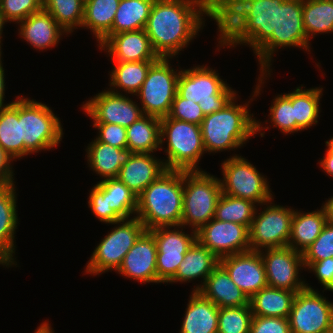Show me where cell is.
<instances>
[{
	"mask_svg": "<svg viewBox=\"0 0 333 333\" xmlns=\"http://www.w3.org/2000/svg\"><path fill=\"white\" fill-rule=\"evenodd\" d=\"M259 252L265 265L269 287L296 293L306 288V281L299 275L300 269L305 268L301 252L288 246L264 249Z\"/></svg>",
	"mask_w": 333,
	"mask_h": 333,
	"instance_id": "17",
	"label": "cell"
},
{
	"mask_svg": "<svg viewBox=\"0 0 333 333\" xmlns=\"http://www.w3.org/2000/svg\"><path fill=\"white\" fill-rule=\"evenodd\" d=\"M210 5L215 8L222 0H208Z\"/></svg>",
	"mask_w": 333,
	"mask_h": 333,
	"instance_id": "57",
	"label": "cell"
},
{
	"mask_svg": "<svg viewBox=\"0 0 333 333\" xmlns=\"http://www.w3.org/2000/svg\"><path fill=\"white\" fill-rule=\"evenodd\" d=\"M170 58H159L149 69L139 92L143 114L163 118L168 116L174 97L181 69H174Z\"/></svg>",
	"mask_w": 333,
	"mask_h": 333,
	"instance_id": "12",
	"label": "cell"
},
{
	"mask_svg": "<svg viewBox=\"0 0 333 333\" xmlns=\"http://www.w3.org/2000/svg\"><path fill=\"white\" fill-rule=\"evenodd\" d=\"M3 43L0 41V62L2 61V50H1V45H2Z\"/></svg>",
	"mask_w": 333,
	"mask_h": 333,
	"instance_id": "58",
	"label": "cell"
},
{
	"mask_svg": "<svg viewBox=\"0 0 333 333\" xmlns=\"http://www.w3.org/2000/svg\"><path fill=\"white\" fill-rule=\"evenodd\" d=\"M93 127L98 130V135L95 138L99 142L112 145L116 148H127L125 127L111 123H93Z\"/></svg>",
	"mask_w": 333,
	"mask_h": 333,
	"instance_id": "46",
	"label": "cell"
},
{
	"mask_svg": "<svg viewBox=\"0 0 333 333\" xmlns=\"http://www.w3.org/2000/svg\"><path fill=\"white\" fill-rule=\"evenodd\" d=\"M15 161L11 155H9L1 146H0V186L6 184L15 183L14 171L12 170V162Z\"/></svg>",
	"mask_w": 333,
	"mask_h": 333,
	"instance_id": "49",
	"label": "cell"
},
{
	"mask_svg": "<svg viewBox=\"0 0 333 333\" xmlns=\"http://www.w3.org/2000/svg\"><path fill=\"white\" fill-rule=\"evenodd\" d=\"M285 0H241L217 25V49L249 45L255 53L276 30L277 4Z\"/></svg>",
	"mask_w": 333,
	"mask_h": 333,
	"instance_id": "3",
	"label": "cell"
},
{
	"mask_svg": "<svg viewBox=\"0 0 333 333\" xmlns=\"http://www.w3.org/2000/svg\"><path fill=\"white\" fill-rule=\"evenodd\" d=\"M179 333H217L219 308L199 291H193Z\"/></svg>",
	"mask_w": 333,
	"mask_h": 333,
	"instance_id": "28",
	"label": "cell"
},
{
	"mask_svg": "<svg viewBox=\"0 0 333 333\" xmlns=\"http://www.w3.org/2000/svg\"><path fill=\"white\" fill-rule=\"evenodd\" d=\"M218 265L219 259L196 240L186 252L175 276L168 283H187L201 277V284L192 288L193 291H198Z\"/></svg>",
	"mask_w": 333,
	"mask_h": 333,
	"instance_id": "27",
	"label": "cell"
},
{
	"mask_svg": "<svg viewBox=\"0 0 333 333\" xmlns=\"http://www.w3.org/2000/svg\"><path fill=\"white\" fill-rule=\"evenodd\" d=\"M5 23H7L3 17V15L0 12V41H2V34H3V29H4V25Z\"/></svg>",
	"mask_w": 333,
	"mask_h": 333,
	"instance_id": "55",
	"label": "cell"
},
{
	"mask_svg": "<svg viewBox=\"0 0 333 333\" xmlns=\"http://www.w3.org/2000/svg\"><path fill=\"white\" fill-rule=\"evenodd\" d=\"M85 0H43V9L69 34L82 26Z\"/></svg>",
	"mask_w": 333,
	"mask_h": 333,
	"instance_id": "39",
	"label": "cell"
},
{
	"mask_svg": "<svg viewBox=\"0 0 333 333\" xmlns=\"http://www.w3.org/2000/svg\"><path fill=\"white\" fill-rule=\"evenodd\" d=\"M326 223L327 217L323 206L316 211H304V213L294 210L288 247L303 253L320 235Z\"/></svg>",
	"mask_w": 333,
	"mask_h": 333,
	"instance_id": "30",
	"label": "cell"
},
{
	"mask_svg": "<svg viewBox=\"0 0 333 333\" xmlns=\"http://www.w3.org/2000/svg\"><path fill=\"white\" fill-rule=\"evenodd\" d=\"M271 126L283 134L296 133V118L292 106V92L277 95L269 108Z\"/></svg>",
	"mask_w": 333,
	"mask_h": 333,
	"instance_id": "41",
	"label": "cell"
},
{
	"mask_svg": "<svg viewBox=\"0 0 333 333\" xmlns=\"http://www.w3.org/2000/svg\"><path fill=\"white\" fill-rule=\"evenodd\" d=\"M156 61L113 62V69L109 72L110 88L108 90L117 94H120L122 90L124 95H136L143 85L150 67Z\"/></svg>",
	"mask_w": 333,
	"mask_h": 333,
	"instance_id": "32",
	"label": "cell"
},
{
	"mask_svg": "<svg viewBox=\"0 0 333 333\" xmlns=\"http://www.w3.org/2000/svg\"><path fill=\"white\" fill-rule=\"evenodd\" d=\"M19 121L25 155L54 149L63 138V126L51 108L42 102L19 96Z\"/></svg>",
	"mask_w": 333,
	"mask_h": 333,
	"instance_id": "7",
	"label": "cell"
},
{
	"mask_svg": "<svg viewBox=\"0 0 333 333\" xmlns=\"http://www.w3.org/2000/svg\"><path fill=\"white\" fill-rule=\"evenodd\" d=\"M99 49L106 51L112 62H140L159 59L145 29L113 34Z\"/></svg>",
	"mask_w": 333,
	"mask_h": 333,
	"instance_id": "22",
	"label": "cell"
},
{
	"mask_svg": "<svg viewBox=\"0 0 333 333\" xmlns=\"http://www.w3.org/2000/svg\"><path fill=\"white\" fill-rule=\"evenodd\" d=\"M272 200L264 203L259 213L256 208L249 228L251 251L288 246L294 209L274 204Z\"/></svg>",
	"mask_w": 333,
	"mask_h": 333,
	"instance_id": "13",
	"label": "cell"
},
{
	"mask_svg": "<svg viewBox=\"0 0 333 333\" xmlns=\"http://www.w3.org/2000/svg\"><path fill=\"white\" fill-rule=\"evenodd\" d=\"M129 96L105 90L94 95L82 105L93 123H111L129 127L144 114L141 107Z\"/></svg>",
	"mask_w": 333,
	"mask_h": 333,
	"instance_id": "19",
	"label": "cell"
},
{
	"mask_svg": "<svg viewBox=\"0 0 333 333\" xmlns=\"http://www.w3.org/2000/svg\"><path fill=\"white\" fill-rule=\"evenodd\" d=\"M120 0H85L81 28H87L96 37L100 47L110 36Z\"/></svg>",
	"mask_w": 333,
	"mask_h": 333,
	"instance_id": "31",
	"label": "cell"
},
{
	"mask_svg": "<svg viewBox=\"0 0 333 333\" xmlns=\"http://www.w3.org/2000/svg\"><path fill=\"white\" fill-rule=\"evenodd\" d=\"M86 153L90 169L104 179L117 178L121 166L125 165L133 154L129 148H116L95 138L88 144Z\"/></svg>",
	"mask_w": 333,
	"mask_h": 333,
	"instance_id": "29",
	"label": "cell"
},
{
	"mask_svg": "<svg viewBox=\"0 0 333 333\" xmlns=\"http://www.w3.org/2000/svg\"><path fill=\"white\" fill-rule=\"evenodd\" d=\"M272 70L260 72L258 83L254 87L253 98H250V101L248 100L243 105L238 104L236 100L239 95H237L222 110L204 117L200 127L206 153L236 150L244 146L251 137H255L258 132L261 137H264L265 132L262 130L269 129V126L262 127L260 120L253 118L254 115L251 114L248 107L253 99H256L259 94L261 95L262 85L271 76Z\"/></svg>",
	"mask_w": 333,
	"mask_h": 333,
	"instance_id": "2",
	"label": "cell"
},
{
	"mask_svg": "<svg viewBox=\"0 0 333 333\" xmlns=\"http://www.w3.org/2000/svg\"><path fill=\"white\" fill-rule=\"evenodd\" d=\"M250 333H291V328L287 318L253 316Z\"/></svg>",
	"mask_w": 333,
	"mask_h": 333,
	"instance_id": "47",
	"label": "cell"
},
{
	"mask_svg": "<svg viewBox=\"0 0 333 333\" xmlns=\"http://www.w3.org/2000/svg\"><path fill=\"white\" fill-rule=\"evenodd\" d=\"M165 142L167 159L162 160L166 170L202 171L198 165L206 151L200 125L163 117L160 119V151Z\"/></svg>",
	"mask_w": 333,
	"mask_h": 333,
	"instance_id": "5",
	"label": "cell"
},
{
	"mask_svg": "<svg viewBox=\"0 0 333 333\" xmlns=\"http://www.w3.org/2000/svg\"><path fill=\"white\" fill-rule=\"evenodd\" d=\"M183 210V170H165L138 197L136 217L146 230L180 226Z\"/></svg>",
	"mask_w": 333,
	"mask_h": 333,
	"instance_id": "4",
	"label": "cell"
},
{
	"mask_svg": "<svg viewBox=\"0 0 333 333\" xmlns=\"http://www.w3.org/2000/svg\"><path fill=\"white\" fill-rule=\"evenodd\" d=\"M127 148L133 153H154L160 150V118L143 115L126 128Z\"/></svg>",
	"mask_w": 333,
	"mask_h": 333,
	"instance_id": "34",
	"label": "cell"
},
{
	"mask_svg": "<svg viewBox=\"0 0 333 333\" xmlns=\"http://www.w3.org/2000/svg\"><path fill=\"white\" fill-rule=\"evenodd\" d=\"M325 144L333 152V137L327 140Z\"/></svg>",
	"mask_w": 333,
	"mask_h": 333,
	"instance_id": "56",
	"label": "cell"
},
{
	"mask_svg": "<svg viewBox=\"0 0 333 333\" xmlns=\"http://www.w3.org/2000/svg\"><path fill=\"white\" fill-rule=\"evenodd\" d=\"M303 0H285L277 4L276 30L272 36L254 53L260 65V72L271 70L273 57L278 48L297 47L310 52L302 19Z\"/></svg>",
	"mask_w": 333,
	"mask_h": 333,
	"instance_id": "9",
	"label": "cell"
},
{
	"mask_svg": "<svg viewBox=\"0 0 333 333\" xmlns=\"http://www.w3.org/2000/svg\"><path fill=\"white\" fill-rule=\"evenodd\" d=\"M296 292L265 287L249 299L253 316L289 317Z\"/></svg>",
	"mask_w": 333,
	"mask_h": 333,
	"instance_id": "33",
	"label": "cell"
},
{
	"mask_svg": "<svg viewBox=\"0 0 333 333\" xmlns=\"http://www.w3.org/2000/svg\"><path fill=\"white\" fill-rule=\"evenodd\" d=\"M215 69L197 65L182 69L177 84V94L183 99L199 104L203 114L222 110L238 93L220 78Z\"/></svg>",
	"mask_w": 333,
	"mask_h": 333,
	"instance_id": "6",
	"label": "cell"
},
{
	"mask_svg": "<svg viewBox=\"0 0 333 333\" xmlns=\"http://www.w3.org/2000/svg\"><path fill=\"white\" fill-rule=\"evenodd\" d=\"M326 154L319 161L320 168L330 177H333V152L327 147Z\"/></svg>",
	"mask_w": 333,
	"mask_h": 333,
	"instance_id": "51",
	"label": "cell"
},
{
	"mask_svg": "<svg viewBox=\"0 0 333 333\" xmlns=\"http://www.w3.org/2000/svg\"><path fill=\"white\" fill-rule=\"evenodd\" d=\"M257 205L252 201L222 193L215 211V219L234 222L250 228Z\"/></svg>",
	"mask_w": 333,
	"mask_h": 333,
	"instance_id": "40",
	"label": "cell"
},
{
	"mask_svg": "<svg viewBox=\"0 0 333 333\" xmlns=\"http://www.w3.org/2000/svg\"><path fill=\"white\" fill-rule=\"evenodd\" d=\"M153 154L133 153L117 176L137 197L166 170L163 160Z\"/></svg>",
	"mask_w": 333,
	"mask_h": 333,
	"instance_id": "25",
	"label": "cell"
},
{
	"mask_svg": "<svg viewBox=\"0 0 333 333\" xmlns=\"http://www.w3.org/2000/svg\"><path fill=\"white\" fill-rule=\"evenodd\" d=\"M328 291L333 292V284L330 286V288L328 289Z\"/></svg>",
	"mask_w": 333,
	"mask_h": 333,
	"instance_id": "59",
	"label": "cell"
},
{
	"mask_svg": "<svg viewBox=\"0 0 333 333\" xmlns=\"http://www.w3.org/2000/svg\"><path fill=\"white\" fill-rule=\"evenodd\" d=\"M306 283L296 293L288 317L291 333H326L333 329V303Z\"/></svg>",
	"mask_w": 333,
	"mask_h": 333,
	"instance_id": "15",
	"label": "cell"
},
{
	"mask_svg": "<svg viewBox=\"0 0 333 333\" xmlns=\"http://www.w3.org/2000/svg\"><path fill=\"white\" fill-rule=\"evenodd\" d=\"M34 333H54V330L51 324H49V321H45L37 327Z\"/></svg>",
	"mask_w": 333,
	"mask_h": 333,
	"instance_id": "54",
	"label": "cell"
},
{
	"mask_svg": "<svg viewBox=\"0 0 333 333\" xmlns=\"http://www.w3.org/2000/svg\"><path fill=\"white\" fill-rule=\"evenodd\" d=\"M13 102L0 109V146L16 159L24 157V140L21 139V121H19V96Z\"/></svg>",
	"mask_w": 333,
	"mask_h": 333,
	"instance_id": "35",
	"label": "cell"
},
{
	"mask_svg": "<svg viewBox=\"0 0 333 333\" xmlns=\"http://www.w3.org/2000/svg\"><path fill=\"white\" fill-rule=\"evenodd\" d=\"M5 69L3 68V64L2 61L0 62V109L10 105L13 101H11L10 103H4V99H5Z\"/></svg>",
	"mask_w": 333,
	"mask_h": 333,
	"instance_id": "52",
	"label": "cell"
},
{
	"mask_svg": "<svg viewBox=\"0 0 333 333\" xmlns=\"http://www.w3.org/2000/svg\"><path fill=\"white\" fill-rule=\"evenodd\" d=\"M17 24L19 37L21 36V39L23 38L32 48L39 51L57 46L62 36L69 34L44 9Z\"/></svg>",
	"mask_w": 333,
	"mask_h": 333,
	"instance_id": "24",
	"label": "cell"
},
{
	"mask_svg": "<svg viewBox=\"0 0 333 333\" xmlns=\"http://www.w3.org/2000/svg\"><path fill=\"white\" fill-rule=\"evenodd\" d=\"M220 169L222 193L252 201L260 208L274 199L268 179L245 157L233 154L221 163Z\"/></svg>",
	"mask_w": 333,
	"mask_h": 333,
	"instance_id": "11",
	"label": "cell"
},
{
	"mask_svg": "<svg viewBox=\"0 0 333 333\" xmlns=\"http://www.w3.org/2000/svg\"><path fill=\"white\" fill-rule=\"evenodd\" d=\"M198 291L218 308L250 305L247 295L237 287L220 264Z\"/></svg>",
	"mask_w": 333,
	"mask_h": 333,
	"instance_id": "26",
	"label": "cell"
},
{
	"mask_svg": "<svg viewBox=\"0 0 333 333\" xmlns=\"http://www.w3.org/2000/svg\"><path fill=\"white\" fill-rule=\"evenodd\" d=\"M196 240L218 259L251 250L247 226L215 218L196 232Z\"/></svg>",
	"mask_w": 333,
	"mask_h": 333,
	"instance_id": "18",
	"label": "cell"
},
{
	"mask_svg": "<svg viewBox=\"0 0 333 333\" xmlns=\"http://www.w3.org/2000/svg\"><path fill=\"white\" fill-rule=\"evenodd\" d=\"M307 269L313 262L333 257V224L326 223L320 235L302 253Z\"/></svg>",
	"mask_w": 333,
	"mask_h": 333,
	"instance_id": "43",
	"label": "cell"
},
{
	"mask_svg": "<svg viewBox=\"0 0 333 333\" xmlns=\"http://www.w3.org/2000/svg\"><path fill=\"white\" fill-rule=\"evenodd\" d=\"M168 117L201 125L205 115L203 114L199 104L195 103L193 100L183 99L178 94H176L172 102Z\"/></svg>",
	"mask_w": 333,
	"mask_h": 333,
	"instance_id": "45",
	"label": "cell"
},
{
	"mask_svg": "<svg viewBox=\"0 0 333 333\" xmlns=\"http://www.w3.org/2000/svg\"><path fill=\"white\" fill-rule=\"evenodd\" d=\"M252 318L250 305L219 308L217 333H250Z\"/></svg>",
	"mask_w": 333,
	"mask_h": 333,
	"instance_id": "42",
	"label": "cell"
},
{
	"mask_svg": "<svg viewBox=\"0 0 333 333\" xmlns=\"http://www.w3.org/2000/svg\"><path fill=\"white\" fill-rule=\"evenodd\" d=\"M220 178L203 171H183V210L180 226L198 231L215 217L222 194Z\"/></svg>",
	"mask_w": 333,
	"mask_h": 333,
	"instance_id": "8",
	"label": "cell"
},
{
	"mask_svg": "<svg viewBox=\"0 0 333 333\" xmlns=\"http://www.w3.org/2000/svg\"><path fill=\"white\" fill-rule=\"evenodd\" d=\"M323 204L322 206L324 207L326 212L327 222L333 224V196L327 199V201H325V203Z\"/></svg>",
	"mask_w": 333,
	"mask_h": 333,
	"instance_id": "53",
	"label": "cell"
},
{
	"mask_svg": "<svg viewBox=\"0 0 333 333\" xmlns=\"http://www.w3.org/2000/svg\"><path fill=\"white\" fill-rule=\"evenodd\" d=\"M205 15L214 21L208 0H155L145 31L158 57L172 59L184 51L205 26Z\"/></svg>",
	"mask_w": 333,
	"mask_h": 333,
	"instance_id": "1",
	"label": "cell"
},
{
	"mask_svg": "<svg viewBox=\"0 0 333 333\" xmlns=\"http://www.w3.org/2000/svg\"><path fill=\"white\" fill-rule=\"evenodd\" d=\"M306 270L314 273L325 290L333 284V257L313 262Z\"/></svg>",
	"mask_w": 333,
	"mask_h": 333,
	"instance_id": "48",
	"label": "cell"
},
{
	"mask_svg": "<svg viewBox=\"0 0 333 333\" xmlns=\"http://www.w3.org/2000/svg\"><path fill=\"white\" fill-rule=\"evenodd\" d=\"M113 229L97 244L85 266V273L99 275L117 271L125 255L133 247L140 235L146 230L136 217L112 223Z\"/></svg>",
	"mask_w": 333,
	"mask_h": 333,
	"instance_id": "10",
	"label": "cell"
},
{
	"mask_svg": "<svg viewBox=\"0 0 333 333\" xmlns=\"http://www.w3.org/2000/svg\"><path fill=\"white\" fill-rule=\"evenodd\" d=\"M155 0H120L111 35L145 29Z\"/></svg>",
	"mask_w": 333,
	"mask_h": 333,
	"instance_id": "36",
	"label": "cell"
},
{
	"mask_svg": "<svg viewBox=\"0 0 333 333\" xmlns=\"http://www.w3.org/2000/svg\"><path fill=\"white\" fill-rule=\"evenodd\" d=\"M157 244L153 234L145 230L125 255L116 273L139 283H157Z\"/></svg>",
	"mask_w": 333,
	"mask_h": 333,
	"instance_id": "21",
	"label": "cell"
},
{
	"mask_svg": "<svg viewBox=\"0 0 333 333\" xmlns=\"http://www.w3.org/2000/svg\"><path fill=\"white\" fill-rule=\"evenodd\" d=\"M302 19L308 41L317 34L333 33V0H303Z\"/></svg>",
	"mask_w": 333,
	"mask_h": 333,
	"instance_id": "38",
	"label": "cell"
},
{
	"mask_svg": "<svg viewBox=\"0 0 333 333\" xmlns=\"http://www.w3.org/2000/svg\"><path fill=\"white\" fill-rule=\"evenodd\" d=\"M17 194L15 184L0 186V265L14 267L15 234L18 222Z\"/></svg>",
	"mask_w": 333,
	"mask_h": 333,
	"instance_id": "23",
	"label": "cell"
},
{
	"mask_svg": "<svg viewBox=\"0 0 333 333\" xmlns=\"http://www.w3.org/2000/svg\"><path fill=\"white\" fill-rule=\"evenodd\" d=\"M219 264L249 299L268 286L265 265L258 251L228 255L220 258Z\"/></svg>",
	"mask_w": 333,
	"mask_h": 333,
	"instance_id": "20",
	"label": "cell"
},
{
	"mask_svg": "<svg viewBox=\"0 0 333 333\" xmlns=\"http://www.w3.org/2000/svg\"><path fill=\"white\" fill-rule=\"evenodd\" d=\"M303 85L292 91V106L296 118V132L311 128L318 123L320 99L323 87L303 89Z\"/></svg>",
	"mask_w": 333,
	"mask_h": 333,
	"instance_id": "37",
	"label": "cell"
},
{
	"mask_svg": "<svg viewBox=\"0 0 333 333\" xmlns=\"http://www.w3.org/2000/svg\"><path fill=\"white\" fill-rule=\"evenodd\" d=\"M171 228H174L173 230ZM183 226L157 227L149 230L157 244V284L167 283L175 276L188 249L196 241V231L185 233Z\"/></svg>",
	"mask_w": 333,
	"mask_h": 333,
	"instance_id": "16",
	"label": "cell"
},
{
	"mask_svg": "<svg viewBox=\"0 0 333 333\" xmlns=\"http://www.w3.org/2000/svg\"><path fill=\"white\" fill-rule=\"evenodd\" d=\"M88 207L105 224L136 215L137 196L118 178L98 181L89 192Z\"/></svg>",
	"mask_w": 333,
	"mask_h": 333,
	"instance_id": "14",
	"label": "cell"
},
{
	"mask_svg": "<svg viewBox=\"0 0 333 333\" xmlns=\"http://www.w3.org/2000/svg\"><path fill=\"white\" fill-rule=\"evenodd\" d=\"M43 9V0H1L0 12L6 22L16 24Z\"/></svg>",
	"mask_w": 333,
	"mask_h": 333,
	"instance_id": "44",
	"label": "cell"
},
{
	"mask_svg": "<svg viewBox=\"0 0 333 333\" xmlns=\"http://www.w3.org/2000/svg\"><path fill=\"white\" fill-rule=\"evenodd\" d=\"M241 0H222L214 8V21L218 24Z\"/></svg>",
	"mask_w": 333,
	"mask_h": 333,
	"instance_id": "50",
	"label": "cell"
}]
</instances>
